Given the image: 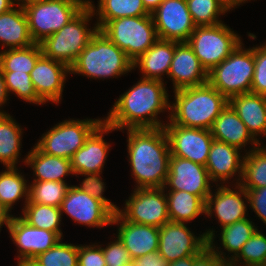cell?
Here are the masks:
<instances>
[{"instance_id":"603a6c76","label":"cell","mask_w":266,"mask_h":266,"mask_svg":"<svg viewBox=\"0 0 266 266\" xmlns=\"http://www.w3.org/2000/svg\"><path fill=\"white\" fill-rule=\"evenodd\" d=\"M112 225L117 226V237L122 241L132 259L158 251L159 228L126 221L118 212Z\"/></svg>"},{"instance_id":"ac0fdd59","label":"cell","mask_w":266,"mask_h":266,"mask_svg":"<svg viewBox=\"0 0 266 266\" xmlns=\"http://www.w3.org/2000/svg\"><path fill=\"white\" fill-rule=\"evenodd\" d=\"M10 238L17 249V261L33 260L39 254L52 248L61 238L55 233L39 229L27 223L19 214L8 228Z\"/></svg>"},{"instance_id":"3957f363","label":"cell","mask_w":266,"mask_h":266,"mask_svg":"<svg viewBox=\"0 0 266 266\" xmlns=\"http://www.w3.org/2000/svg\"><path fill=\"white\" fill-rule=\"evenodd\" d=\"M173 93L169 121L183 127L210 130L228 104V99L209 83L179 89Z\"/></svg>"},{"instance_id":"30bf717a","label":"cell","mask_w":266,"mask_h":266,"mask_svg":"<svg viewBox=\"0 0 266 266\" xmlns=\"http://www.w3.org/2000/svg\"><path fill=\"white\" fill-rule=\"evenodd\" d=\"M102 122L103 117L65 119L46 130L35 146L45 154L71 159Z\"/></svg>"},{"instance_id":"836d02e7","label":"cell","mask_w":266,"mask_h":266,"mask_svg":"<svg viewBox=\"0 0 266 266\" xmlns=\"http://www.w3.org/2000/svg\"><path fill=\"white\" fill-rule=\"evenodd\" d=\"M31 226L55 232L63 239L60 207L31 203L28 201L20 215Z\"/></svg>"},{"instance_id":"e575fe53","label":"cell","mask_w":266,"mask_h":266,"mask_svg":"<svg viewBox=\"0 0 266 266\" xmlns=\"http://www.w3.org/2000/svg\"><path fill=\"white\" fill-rule=\"evenodd\" d=\"M41 55L38 43L25 48L5 49L0 51V66L2 71L30 74Z\"/></svg>"},{"instance_id":"4dcf8cb0","label":"cell","mask_w":266,"mask_h":266,"mask_svg":"<svg viewBox=\"0 0 266 266\" xmlns=\"http://www.w3.org/2000/svg\"><path fill=\"white\" fill-rule=\"evenodd\" d=\"M165 195L171 222L191 223L198 216L205 215V202L199 196L166 189Z\"/></svg>"},{"instance_id":"d6986e66","label":"cell","mask_w":266,"mask_h":266,"mask_svg":"<svg viewBox=\"0 0 266 266\" xmlns=\"http://www.w3.org/2000/svg\"><path fill=\"white\" fill-rule=\"evenodd\" d=\"M68 75L70 76V68L66 64L42 54L31 71L30 78L37 95L45 103L51 102L58 106L63 98Z\"/></svg>"},{"instance_id":"db71d44e","label":"cell","mask_w":266,"mask_h":266,"mask_svg":"<svg viewBox=\"0 0 266 266\" xmlns=\"http://www.w3.org/2000/svg\"><path fill=\"white\" fill-rule=\"evenodd\" d=\"M14 7L13 0H0V15Z\"/></svg>"},{"instance_id":"4316f807","label":"cell","mask_w":266,"mask_h":266,"mask_svg":"<svg viewBox=\"0 0 266 266\" xmlns=\"http://www.w3.org/2000/svg\"><path fill=\"white\" fill-rule=\"evenodd\" d=\"M228 104L258 141L266 129V96L245 93L232 96ZM259 137V138H258Z\"/></svg>"},{"instance_id":"83f0119b","label":"cell","mask_w":266,"mask_h":266,"mask_svg":"<svg viewBox=\"0 0 266 266\" xmlns=\"http://www.w3.org/2000/svg\"><path fill=\"white\" fill-rule=\"evenodd\" d=\"M22 161L33 170V181L66 182V176L73 175L71 160L41 152L35 145Z\"/></svg>"},{"instance_id":"681fc988","label":"cell","mask_w":266,"mask_h":266,"mask_svg":"<svg viewBox=\"0 0 266 266\" xmlns=\"http://www.w3.org/2000/svg\"><path fill=\"white\" fill-rule=\"evenodd\" d=\"M9 99V94L7 92L6 84L4 82L3 71L0 66V114L8 113V111H4L3 107H5Z\"/></svg>"},{"instance_id":"9a60e30c","label":"cell","mask_w":266,"mask_h":266,"mask_svg":"<svg viewBox=\"0 0 266 266\" xmlns=\"http://www.w3.org/2000/svg\"><path fill=\"white\" fill-rule=\"evenodd\" d=\"M207 245L205 233L195 235L187 223L169 221L159 228L158 252L169 263L196 255Z\"/></svg>"},{"instance_id":"ee69618b","label":"cell","mask_w":266,"mask_h":266,"mask_svg":"<svg viewBox=\"0 0 266 266\" xmlns=\"http://www.w3.org/2000/svg\"><path fill=\"white\" fill-rule=\"evenodd\" d=\"M115 240L113 237V241L108 242L105 248L102 246L104 244H100L103 249L104 258L106 261V266H123L133 259L131 258L128 250L124 247L122 241L116 236Z\"/></svg>"},{"instance_id":"5bb4252c","label":"cell","mask_w":266,"mask_h":266,"mask_svg":"<svg viewBox=\"0 0 266 266\" xmlns=\"http://www.w3.org/2000/svg\"><path fill=\"white\" fill-rule=\"evenodd\" d=\"M171 156H177L205 166L214 140L210 130L189 128L166 121L163 127Z\"/></svg>"},{"instance_id":"f546056e","label":"cell","mask_w":266,"mask_h":266,"mask_svg":"<svg viewBox=\"0 0 266 266\" xmlns=\"http://www.w3.org/2000/svg\"><path fill=\"white\" fill-rule=\"evenodd\" d=\"M22 126L9 113L0 114V163L18 167L21 158Z\"/></svg>"},{"instance_id":"74e56055","label":"cell","mask_w":266,"mask_h":266,"mask_svg":"<svg viewBox=\"0 0 266 266\" xmlns=\"http://www.w3.org/2000/svg\"><path fill=\"white\" fill-rule=\"evenodd\" d=\"M70 186L67 182L31 181L29 183V201L60 207Z\"/></svg>"},{"instance_id":"d6a6232c","label":"cell","mask_w":266,"mask_h":266,"mask_svg":"<svg viewBox=\"0 0 266 266\" xmlns=\"http://www.w3.org/2000/svg\"><path fill=\"white\" fill-rule=\"evenodd\" d=\"M0 172V202L12 211L16 202L23 201V211L29 201V180L21 172L20 167H4ZM23 173V174H22Z\"/></svg>"},{"instance_id":"8d00e7d4","label":"cell","mask_w":266,"mask_h":266,"mask_svg":"<svg viewBox=\"0 0 266 266\" xmlns=\"http://www.w3.org/2000/svg\"><path fill=\"white\" fill-rule=\"evenodd\" d=\"M240 185L245 189L266 187V150L257 147L245 153Z\"/></svg>"},{"instance_id":"94428289","label":"cell","mask_w":266,"mask_h":266,"mask_svg":"<svg viewBox=\"0 0 266 266\" xmlns=\"http://www.w3.org/2000/svg\"><path fill=\"white\" fill-rule=\"evenodd\" d=\"M123 266H137V265H136V264L134 263V261L132 260L131 262H129V263L123 265Z\"/></svg>"},{"instance_id":"bcb514c9","label":"cell","mask_w":266,"mask_h":266,"mask_svg":"<svg viewBox=\"0 0 266 266\" xmlns=\"http://www.w3.org/2000/svg\"><path fill=\"white\" fill-rule=\"evenodd\" d=\"M246 190L249 209L266 225V187Z\"/></svg>"},{"instance_id":"ba28073f","label":"cell","mask_w":266,"mask_h":266,"mask_svg":"<svg viewBox=\"0 0 266 266\" xmlns=\"http://www.w3.org/2000/svg\"><path fill=\"white\" fill-rule=\"evenodd\" d=\"M241 42L238 32L224 22L196 26L187 41L207 73L225 60Z\"/></svg>"},{"instance_id":"f5cc1de1","label":"cell","mask_w":266,"mask_h":266,"mask_svg":"<svg viewBox=\"0 0 266 266\" xmlns=\"http://www.w3.org/2000/svg\"><path fill=\"white\" fill-rule=\"evenodd\" d=\"M145 9L151 14L163 0H142Z\"/></svg>"},{"instance_id":"44dd1931","label":"cell","mask_w":266,"mask_h":266,"mask_svg":"<svg viewBox=\"0 0 266 266\" xmlns=\"http://www.w3.org/2000/svg\"><path fill=\"white\" fill-rule=\"evenodd\" d=\"M115 131L104 121L85 140L84 145L77 150L71 160L73 174L103 173L104 165L111 150V143L104 139L105 134Z\"/></svg>"},{"instance_id":"484cf974","label":"cell","mask_w":266,"mask_h":266,"mask_svg":"<svg viewBox=\"0 0 266 266\" xmlns=\"http://www.w3.org/2000/svg\"><path fill=\"white\" fill-rule=\"evenodd\" d=\"M177 41L158 39L144 54L133 61V70L139 69L144 79L164 81L171 66Z\"/></svg>"},{"instance_id":"d4e9b609","label":"cell","mask_w":266,"mask_h":266,"mask_svg":"<svg viewBox=\"0 0 266 266\" xmlns=\"http://www.w3.org/2000/svg\"><path fill=\"white\" fill-rule=\"evenodd\" d=\"M215 140L235 146L244 153L257 148L258 141L248 131L246 125L238 117V114L227 104L215 119L210 129ZM249 146V150L246 147ZM244 148V149H243Z\"/></svg>"},{"instance_id":"60d3db41","label":"cell","mask_w":266,"mask_h":266,"mask_svg":"<svg viewBox=\"0 0 266 266\" xmlns=\"http://www.w3.org/2000/svg\"><path fill=\"white\" fill-rule=\"evenodd\" d=\"M4 82L9 94H14L18 99L34 105H45L46 103L37 95L29 73H15L14 71H3Z\"/></svg>"},{"instance_id":"6da1fadb","label":"cell","mask_w":266,"mask_h":266,"mask_svg":"<svg viewBox=\"0 0 266 266\" xmlns=\"http://www.w3.org/2000/svg\"><path fill=\"white\" fill-rule=\"evenodd\" d=\"M139 79L115 100L107 116L103 118L116 131L160 128L165 126V121L159 115L168 112L165 117L168 120L170 118L171 100L168 98L169 90L166 89L167 81Z\"/></svg>"},{"instance_id":"ffe728a7","label":"cell","mask_w":266,"mask_h":266,"mask_svg":"<svg viewBox=\"0 0 266 266\" xmlns=\"http://www.w3.org/2000/svg\"><path fill=\"white\" fill-rule=\"evenodd\" d=\"M240 150L241 149L225 142L213 140L205 167L208 171L210 180L214 184L231 185L234 181L236 182L233 184H240L245 155V153L242 154ZM231 179L233 180L231 181Z\"/></svg>"},{"instance_id":"7402d4cb","label":"cell","mask_w":266,"mask_h":266,"mask_svg":"<svg viewBox=\"0 0 266 266\" xmlns=\"http://www.w3.org/2000/svg\"><path fill=\"white\" fill-rule=\"evenodd\" d=\"M167 78L172 80L173 91L208 83V73L187 42H178L175 45Z\"/></svg>"},{"instance_id":"277c9868","label":"cell","mask_w":266,"mask_h":266,"mask_svg":"<svg viewBox=\"0 0 266 266\" xmlns=\"http://www.w3.org/2000/svg\"><path fill=\"white\" fill-rule=\"evenodd\" d=\"M133 71V63L117 45L111 42L99 29L88 45L70 67V74L103 81L120 78Z\"/></svg>"},{"instance_id":"1f68e13d","label":"cell","mask_w":266,"mask_h":266,"mask_svg":"<svg viewBox=\"0 0 266 266\" xmlns=\"http://www.w3.org/2000/svg\"><path fill=\"white\" fill-rule=\"evenodd\" d=\"M97 7L94 1L89 4L96 15L98 29L100 30L108 21L123 17H140L150 13L145 9L142 0H98ZM97 8V9H96Z\"/></svg>"},{"instance_id":"8992f818","label":"cell","mask_w":266,"mask_h":266,"mask_svg":"<svg viewBox=\"0 0 266 266\" xmlns=\"http://www.w3.org/2000/svg\"><path fill=\"white\" fill-rule=\"evenodd\" d=\"M254 74V44L245 48L243 41L220 64L208 72V83L227 99L251 93Z\"/></svg>"},{"instance_id":"f6af8a7d","label":"cell","mask_w":266,"mask_h":266,"mask_svg":"<svg viewBox=\"0 0 266 266\" xmlns=\"http://www.w3.org/2000/svg\"><path fill=\"white\" fill-rule=\"evenodd\" d=\"M78 266H106L102 247L98 243L78 244Z\"/></svg>"},{"instance_id":"91938a15","label":"cell","mask_w":266,"mask_h":266,"mask_svg":"<svg viewBox=\"0 0 266 266\" xmlns=\"http://www.w3.org/2000/svg\"><path fill=\"white\" fill-rule=\"evenodd\" d=\"M80 1H82L86 5H89V4H91L93 2V0H80Z\"/></svg>"},{"instance_id":"11a10c76","label":"cell","mask_w":266,"mask_h":266,"mask_svg":"<svg viewBox=\"0 0 266 266\" xmlns=\"http://www.w3.org/2000/svg\"><path fill=\"white\" fill-rule=\"evenodd\" d=\"M225 1L235 10V8H238L240 5H243L246 2L248 3V1H251V0H225Z\"/></svg>"},{"instance_id":"7a4b0ae2","label":"cell","mask_w":266,"mask_h":266,"mask_svg":"<svg viewBox=\"0 0 266 266\" xmlns=\"http://www.w3.org/2000/svg\"><path fill=\"white\" fill-rule=\"evenodd\" d=\"M126 133L135 189L164 188L171 156L164 128L127 129Z\"/></svg>"},{"instance_id":"9c48e42d","label":"cell","mask_w":266,"mask_h":266,"mask_svg":"<svg viewBox=\"0 0 266 266\" xmlns=\"http://www.w3.org/2000/svg\"><path fill=\"white\" fill-rule=\"evenodd\" d=\"M86 6L80 0H39L25 5L30 35L35 43L59 31Z\"/></svg>"},{"instance_id":"9f6ffc18","label":"cell","mask_w":266,"mask_h":266,"mask_svg":"<svg viewBox=\"0 0 266 266\" xmlns=\"http://www.w3.org/2000/svg\"><path fill=\"white\" fill-rule=\"evenodd\" d=\"M39 0H13L14 6H20L24 7L25 5L32 3V2H37Z\"/></svg>"},{"instance_id":"816d5d0a","label":"cell","mask_w":266,"mask_h":266,"mask_svg":"<svg viewBox=\"0 0 266 266\" xmlns=\"http://www.w3.org/2000/svg\"><path fill=\"white\" fill-rule=\"evenodd\" d=\"M195 255L170 262L168 266H194Z\"/></svg>"},{"instance_id":"f1b7e54d","label":"cell","mask_w":266,"mask_h":266,"mask_svg":"<svg viewBox=\"0 0 266 266\" xmlns=\"http://www.w3.org/2000/svg\"><path fill=\"white\" fill-rule=\"evenodd\" d=\"M35 42L30 32L26 13L23 7L14 6L0 15V48H25Z\"/></svg>"},{"instance_id":"4fadbf2b","label":"cell","mask_w":266,"mask_h":266,"mask_svg":"<svg viewBox=\"0 0 266 266\" xmlns=\"http://www.w3.org/2000/svg\"><path fill=\"white\" fill-rule=\"evenodd\" d=\"M60 212L67 214L74 223L91 228L112 226L114 213L101 201L71 185L60 205Z\"/></svg>"},{"instance_id":"f907efd6","label":"cell","mask_w":266,"mask_h":266,"mask_svg":"<svg viewBox=\"0 0 266 266\" xmlns=\"http://www.w3.org/2000/svg\"><path fill=\"white\" fill-rule=\"evenodd\" d=\"M13 217L14 215L11 214V210L0 202V232L3 225L6 226L7 229L9 228Z\"/></svg>"},{"instance_id":"d590c367","label":"cell","mask_w":266,"mask_h":266,"mask_svg":"<svg viewBox=\"0 0 266 266\" xmlns=\"http://www.w3.org/2000/svg\"><path fill=\"white\" fill-rule=\"evenodd\" d=\"M186 3L196 26L221 24L224 22L221 15L233 10L225 0H186Z\"/></svg>"},{"instance_id":"680465c9","label":"cell","mask_w":266,"mask_h":266,"mask_svg":"<svg viewBox=\"0 0 266 266\" xmlns=\"http://www.w3.org/2000/svg\"><path fill=\"white\" fill-rule=\"evenodd\" d=\"M262 137H265L266 138V129H265V132L262 135ZM260 141H262V140H258L257 147L260 148V149L266 150V145H263L264 142H260Z\"/></svg>"},{"instance_id":"5b68a950","label":"cell","mask_w":266,"mask_h":266,"mask_svg":"<svg viewBox=\"0 0 266 266\" xmlns=\"http://www.w3.org/2000/svg\"><path fill=\"white\" fill-rule=\"evenodd\" d=\"M93 17L92 9L86 5L69 23L39 43L42 54L70 68L98 31L96 23L93 27L90 24Z\"/></svg>"},{"instance_id":"8fae6325","label":"cell","mask_w":266,"mask_h":266,"mask_svg":"<svg viewBox=\"0 0 266 266\" xmlns=\"http://www.w3.org/2000/svg\"><path fill=\"white\" fill-rule=\"evenodd\" d=\"M118 208V213L131 223L145 224L157 228L170 221L164 188L135 189Z\"/></svg>"},{"instance_id":"cb8c5ba5","label":"cell","mask_w":266,"mask_h":266,"mask_svg":"<svg viewBox=\"0 0 266 266\" xmlns=\"http://www.w3.org/2000/svg\"><path fill=\"white\" fill-rule=\"evenodd\" d=\"M255 225L250 218H245L227 225L221 228V230L218 229L220 232L218 235H220L221 248L216 245L217 241L215 242L218 231H215L213 228H206L204 233L208 240V246L229 264L239 254L248 239L258 230V226ZM226 252L228 253L227 256Z\"/></svg>"},{"instance_id":"c3c4849f","label":"cell","mask_w":266,"mask_h":266,"mask_svg":"<svg viewBox=\"0 0 266 266\" xmlns=\"http://www.w3.org/2000/svg\"><path fill=\"white\" fill-rule=\"evenodd\" d=\"M137 266H168L169 262L158 252L154 251L133 259Z\"/></svg>"},{"instance_id":"7dc6e473","label":"cell","mask_w":266,"mask_h":266,"mask_svg":"<svg viewBox=\"0 0 266 266\" xmlns=\"http://www.w3.org/2000/svg\"><path fill=\"white\" fill-rule=\"evenodd\" d=\"M227 264L208 245L200 253L195 255L194 266H226Z\"/></svg>"},{"instance_id":"2e32d148","label":"cell","mask_w":266,"mask_h":266,"mask_svg":"<svg viewBox=\"0 0 266 266\" xmlns=\"http://www.w3.org/2000/svg\"><path fill=\"white\" fill-rule=\"evenodd\" d=\"M159 39L187 42L195 30L186 0H163L151 13Z\"/></svg>"},{"instance_id":"7c38bea8","label":"cell","mask_w":266,"mask_h":266,"mask_svg":"<svg viewBox=\"0 0 266 266\" xmlns=\"http://www.w3.org/2000/svg\"><path fill=\"white\" fill-rule=\"evenodd\" d=\"M214 186L217 189L212 190L205 202L206 217H215L216 222L220 224V229L249 217L248 196L245 188L240 184Z\"/></svg>"},{"instance_id":"6f0895ef","label":"cell","mask_w":266,"mask_h":266,"mask_svg":"<svg viewBox=\"0 0 266 266\" xmlns=\"http://www.w3.org/2000/svg\"><path fill=\"white\" fill-rule=\"evenodd\" d=\"M16 266H38L35 262L32 260H22V261H17Z\"/></svg>"},{"instance_id":"52a82bcc","label":"cell","mask_w":266,"mask_h":266,"mask_svg":"<svg viewBox=\"0 0 266 266\" xmlns=\"http://www.w3.org/2000/svg\"><path fill=\"white\" fill-rule=\"evenodd\" d=\"M100 31L124 51L132 62L159 39L151 14L111 20Z\"/></svg>"},{"instance_id":"e0dca14e","label":"cell","mask_w":266,"mask_h":266,"mask_svg":"<svg viewBox=\"0 0 266 266\" xmlns=\"http://www.w3.org/2000/svg\"><path fill=\"white\" fill-rule=\"evenodd\" d=\"M212 184L205 166L191 160L170 156L164 189L183 190L199 196L206 202L207 196L212 192Z\"/></svg>"},{"instance_id":"ab89813d","label":"cell","mask_w":266,"mask_h":266,"mask_svg":"<svg viewBox=\"0 0 266 266\" xmlns=\"http://www.w3.org/2000/svg\"><path fill=\"white\" fill-rule=\"evenodd\" d=\"M266 261V235L259 229L243 245L231 266H263Z\"/></svg>"},{"instance_id":"7bdbcfd3","label":"cell","mask_w":266,"mask_h":266,"mask_svg":"<svg viewBox=\"0 0 266 266\" xmlns=\"http://www.w3.org/2000/svg\"><path fill=\"white\" fill-rule=\"evenodd\" d=\"M251 93L266 96V46H254V74L251 82Z\"/></svg>"},{"instance_id":"f35d334b","label":"cell","mask_w":266,"mask_h":266,"mask_svg":"<svg viewBox=\"0 0 266 266\" xmlns=\"http://www.w3.org/2000/svg\"><path fill=\"white\" fill-rule=\"evenodd\" d=\"M38 266H78V244L60 239L52 248L32 260Z\"/></svg>"},{"instance_id":"b9f144b4","label":"cell","mask_w":266,"mask_h":266,"mask_svg":"<svg viewBox=\"0 0 266 266\" xmlns=\"http://www.w3.org/2000/svg\"><path fill=\"white\" fill-rule=\"evenodd\" d=\"M102 173H86V174H76V177L84 176L82 182L78 184V188L89 195L93 196L95 199L103 202L114 214L118 212L119 206L112 203L110 199L104 197V192L106 191V184L102 180Z\"/></svg>"}]
</instances>
